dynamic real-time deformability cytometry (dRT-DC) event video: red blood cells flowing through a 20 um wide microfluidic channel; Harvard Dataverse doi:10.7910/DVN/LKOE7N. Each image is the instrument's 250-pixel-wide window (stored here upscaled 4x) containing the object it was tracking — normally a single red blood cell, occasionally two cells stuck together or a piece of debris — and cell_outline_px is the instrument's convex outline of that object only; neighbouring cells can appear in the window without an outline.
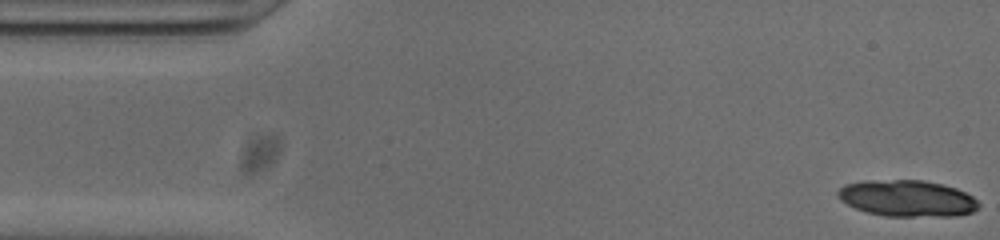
{"species": "common noctule bat (a hibernating species)", "species_latin": "Nyctalus noctula", "temperature_condition": "cold", "stored_images_in_passage": 37, "camera_frame_rate_fps": 3000, "um_per_image_px": 0.085, "animal": {"sex": "male", "body_mass_g": 20.0, "forearm_length_mm": 53.3}, "frame": {"image": 1, "passage_image": 1, "time_ms": 0.0, "image_size_px": [1000, 240], "cell_outline_px": [[980, 204], [972, 212], [956, 216], [884, 216], [868, 212], [856, 208], [840, 200], [836, 196], [836, 192], [844, 184], [864, 180], [924, 180], [956, 188], [972, 196]], "centroid_in_image_um": [77.08, 16.85], "position_along_channel_um": 7.9, "area_um2": 29.88}}
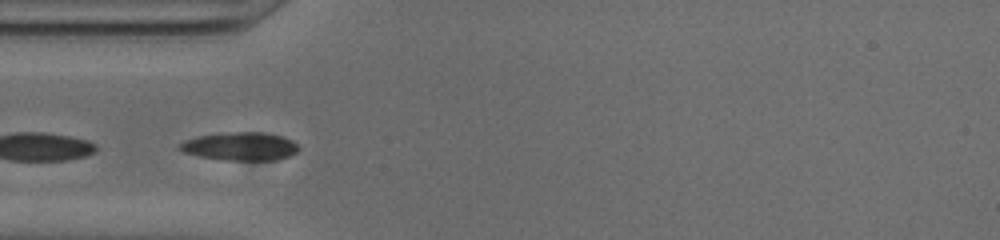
{"frame": {"image": 2, "passage_image": 15, "time_ms": 4.667, "image_size_px": [1000, 240], "cell_outline_px": [[300, 148], [292, 156], [272, 160], [224, 160], [200, 156], [184, 152], [176, 148], [184, 140], [196, 136], [228, 132], [260, 132], [280, 136], [292, 140], [300, 144]], "centroid_in_image_um": [20.43, 12.44], "position_along_channel_um": 64.6, "area_um2": 19.65}}
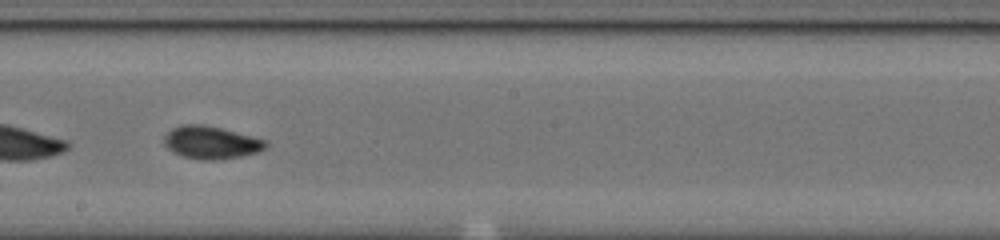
{"frame": {"image": 3, "passage_image": 28, "time_ms": 9.0, "image_size_px": [1000, 240], "cell_outline_px": [[268, 148], [256, 152], [240, 156], [220, 160], [204, 160], [184, 156], [172, 152], [164, 144], [164, 136], [172, 128], [180, 124], [204, 124], [252, 136], [264, 140], [268, 144]], "centroid_in_image_um": [17.93, 12.11], "position_along_channel_um": 230.3, "area_um2": 19.31}}